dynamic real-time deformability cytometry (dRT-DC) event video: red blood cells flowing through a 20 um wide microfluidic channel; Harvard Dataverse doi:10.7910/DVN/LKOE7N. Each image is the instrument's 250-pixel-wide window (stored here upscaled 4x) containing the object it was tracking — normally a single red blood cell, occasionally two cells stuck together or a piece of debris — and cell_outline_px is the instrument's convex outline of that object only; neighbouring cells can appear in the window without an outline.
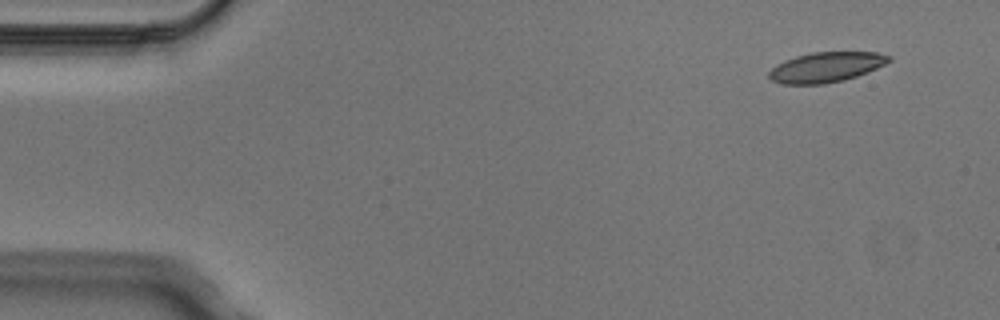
{"species": "Egyptian fruit bat (a non-hibernating species)", "species_latin": "Rousettus aegyptiacus", "temperature_condition": "cold", "stored_images_in_passage": 5, "segment_of_instrument_passage": [1, 2], "camera_frame_rate_fps": 3000, "um_per_image_px": 0.085, "animal": {"sex": "male"}, "frame": {"image": 1, "passage_image": 1, "time_ms": 0.0, "image_size_px": [1000, 320], "cell_outline_px": [[892, 60], [876, 68], [856, 76], [844, 80], [824, 84], [780, 84], [772, 80], [768, 76], [768, 72], [776, 64], [784, 60], [796, 56], [812, 52], [876, 52], [892, 56]], "centroid_in_image_um": [70.19, 5.71], "position_along_channel_um": 14.8, "area_um2": 21.04}}